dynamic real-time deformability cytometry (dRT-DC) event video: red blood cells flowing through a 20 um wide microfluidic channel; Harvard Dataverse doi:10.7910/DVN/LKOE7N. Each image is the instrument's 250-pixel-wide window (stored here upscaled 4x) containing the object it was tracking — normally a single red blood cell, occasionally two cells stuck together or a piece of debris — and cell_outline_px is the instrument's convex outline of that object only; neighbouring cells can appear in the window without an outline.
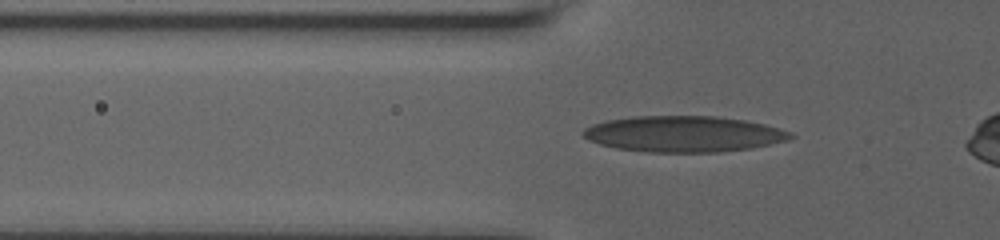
{"species": "human", "species_latin": "Homo sapiens", "temperature_condition": "room temperature", "stored_images_in_passage": 41, "camera_frame_rate_fps": 3000, "um_per_image_px": 0.085, "donor": {"sex": "male"}, "frame": {"image": 1, "passage_image": 8, "time_ms": 2.333, "image_size_px": [1000, 240], "cell_outline_px": [[796, 136], [788, 140], [752, 148], [720, 152], [648, 152], [616, 148], [600, 144], [588, 140], [580, 132], [584, 128], [592, 124], [608, 120], [632, 116], [716, 116], [744, 120], [764, 124], [780, 128], [792, 132]], "centroid_in_image_um": [58.12, 11.38], "position_along_channel_um": 67.7, "area_um2": 43.7}}
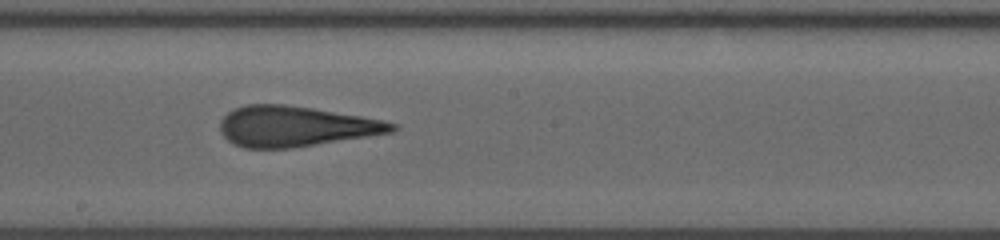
{"frame": {"image": 2, "passage_image": 21, "time_ms": 6.667, "image_size_px": [1000, 240], "cell_outline_px": [[400, 128], [392, 132], [368, 136], [292, 148], [244, 148], [232, 144], [220, 132], [220, 120], [228, 112], [244, 104], [284, 104], [312, 108], [384, 120], [400, 124]], "centroid_in_image_um": [25.11, 10.74], "position_along_channel_um": 223.1, "area_um2": 40.58}}
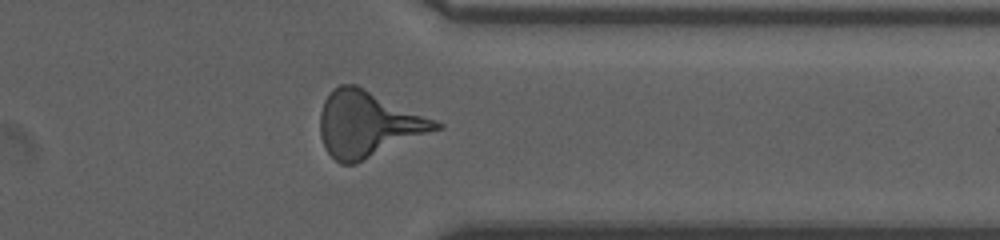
{"frame": {"image": 3, "passage_image": 34, "time_ms": 11.0, "image_size_px": [1000, 240], "cell_outline_px": [[444, 128], [356, 164], [340, 164], [324, 148], [320, 136], [320, 112], [324, 100], [332, 88], [340, 84], [356, 84], [436, 120], [444, 124]], "centroid_in_image_um": [31.29, 10.56], "position_along_channel_um": 380.1, "area_um2": 44.74}}